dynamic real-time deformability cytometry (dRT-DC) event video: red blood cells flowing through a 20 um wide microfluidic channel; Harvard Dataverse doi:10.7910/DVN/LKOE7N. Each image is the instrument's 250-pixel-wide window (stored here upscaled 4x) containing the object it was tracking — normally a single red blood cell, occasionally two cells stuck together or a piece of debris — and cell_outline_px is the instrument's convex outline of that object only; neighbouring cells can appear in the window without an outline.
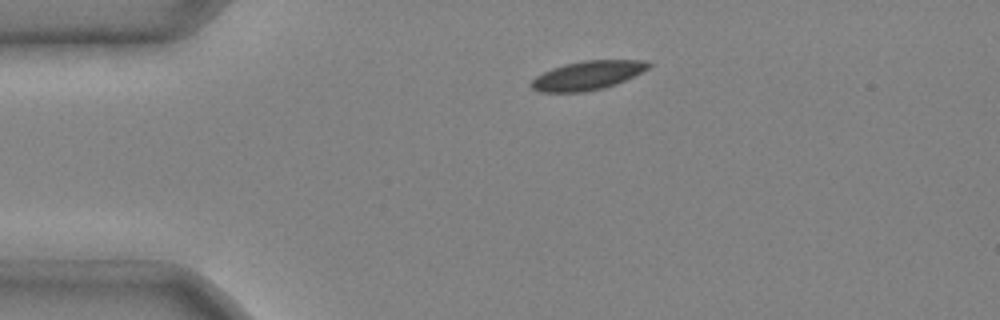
{"species": "common noctule bat (a hibernating species)", "species_latin": "Nyctalus noctula", "temperature_condition": "cold", "stored_images_in_passage": 5, "camera_frame_rate_fps": 3000, "um_per_image_px": 0.085, "animal": {"sex": "male", "body_mass_g": 20.4}, "frame": {"image": 1, "passage_image": 5, "time_ms": 1.333, "image_size_px": [1000, 320], "cell_outline_px": [[652, 64], [648, 68], [616, 84], [604, 88], [584, 92], [540, 92], [532, 88], [528, 84], [536, 76], [552, 68], [564, 64], [584, 60], [648, 60]], "centroid_in_image_um": [49.91, 6.41], "position_along_channel_um": 35.1, "area_um2": 19.71}}